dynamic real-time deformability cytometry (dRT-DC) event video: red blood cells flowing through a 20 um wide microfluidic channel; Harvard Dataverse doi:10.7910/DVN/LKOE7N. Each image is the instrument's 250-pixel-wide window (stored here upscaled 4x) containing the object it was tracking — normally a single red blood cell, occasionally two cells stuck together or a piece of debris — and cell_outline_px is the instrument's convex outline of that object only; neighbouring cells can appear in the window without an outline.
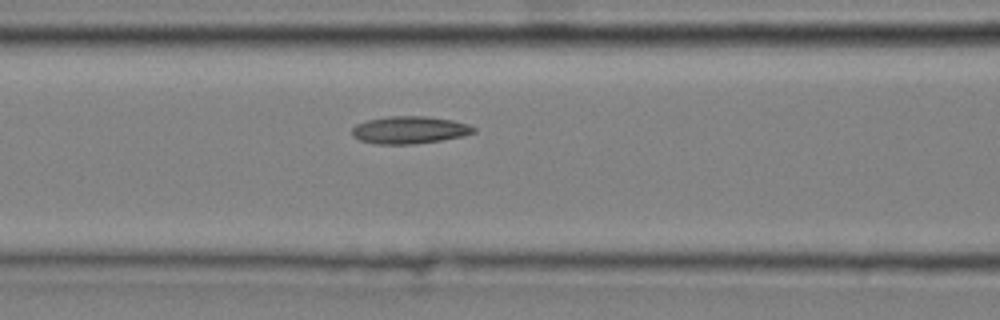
{"species": "common noctule bat (a hibernating species)", "species_latin": "Nyctalus noctula", "temperature_condition": "cold", "stored_images_in_passage": 6, "segment_of_instrument_passage": [1, 2], "camera_frame_rate_fps": 3000, "um_per_image_px": 0.085, "animal": {"sex": "male", "body_mass_g": 20.4}, "frame": {"image": 1, "passage_image": 5, "time_ms": 1.333, "image_size_px": [1000, 320], "cell_outline_px": [[476, 132], [464, 136], [444, 140], [412, 144], [376, 144], [360, 140], [352, 136], [352, 128], [356, 124], [368, 120], [388, 116], [424, 116], [452, 120], [468, 124], [476, 128]], "centroid_in_image_um": [34.83, 11.05], "position_along_channel_um": 131.8, "area_um2": 19.54}}